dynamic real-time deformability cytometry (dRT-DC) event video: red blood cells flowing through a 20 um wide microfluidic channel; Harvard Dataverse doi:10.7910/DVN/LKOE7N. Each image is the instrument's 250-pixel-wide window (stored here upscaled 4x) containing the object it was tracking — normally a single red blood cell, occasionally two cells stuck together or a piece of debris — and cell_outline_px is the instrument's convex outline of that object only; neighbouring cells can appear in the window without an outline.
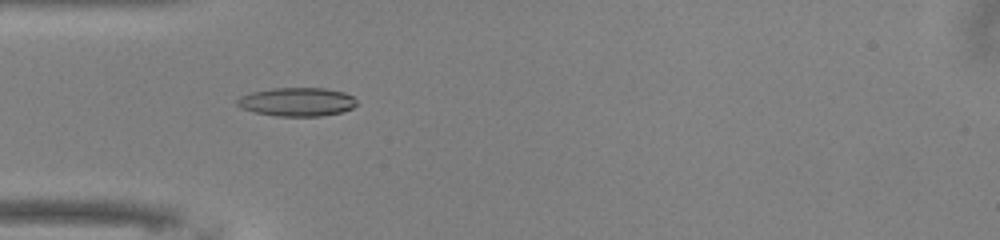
{"species": "common noctule bat (a hibernating species)", "species_latin": "Nyctalus noctula", "temperature_condition": "warm", "stored_images_in_passage": 36, "camera_frame_rate_fps": 3000, "um_per_image_px": 0.085, "animal": {"sex": "male", "body_mass_g": 13.0, "forearm_length_mm": 53.1}, "frame": {"image": 1, "passage_image": 4, "time_ms": 1.0, "image_size_px": [1000, 240], "cell_outline_px": [[356, 104], [352, 108], [340, 112], [320, 116], [276, 116], [256, 112], [240, 108], [236, 104], [236, 100], [240, 96], [252, 92], [272, 88], [324, 88], [344, 92], [352, 96], [356, 100]], "centroid_in_image_um": [25.22, 8.65], "position_along_channel_um": 59.8, "area_um2": 19.88}}
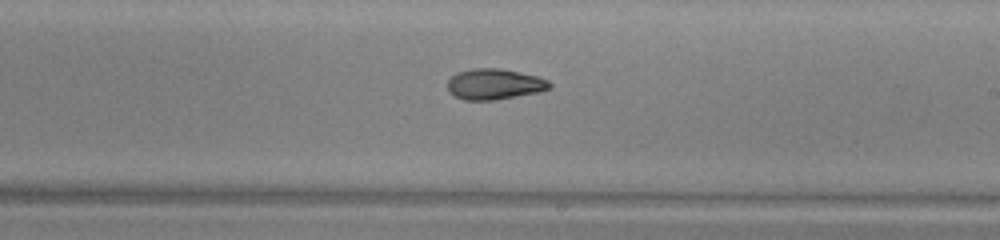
{"frame": {"image": 2, "passage_image": 18, "time_ms": 5.667, "image_size_px": [1000, 240], "cell_outline_px": [[552, 88], [540, 92], [496, 100], [464, 100], [448, 92], [448, 80], [456, 72], [472, 68], [500, 68], [536, 76], [548, 80], [552, 84]], "centroid_in_image_um": [42.03, 7.15], "position_along_channel_um": 247.0, "area_um2": 18.44}}
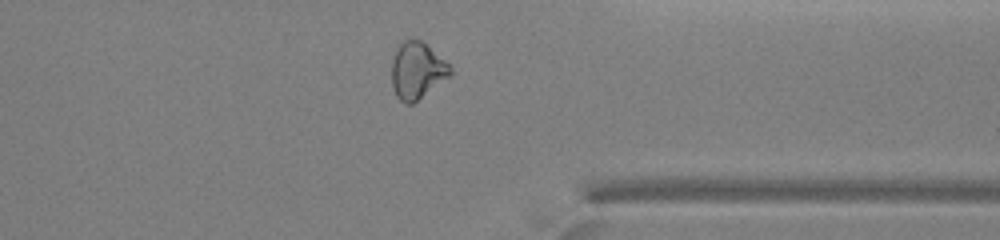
{"frame": {"image": 3, "passage_image": 28, "time_ms": 9.0, "image_size_px": [1000, 240], "cell_outline_px": [[452, 76], [412, 104], [404, 104], [396, 96], [392, 88], [392, 60], [396, 44], [408, 36], [420, 40], [444, 60], [452, 68]], "centroid_in_image_um": [35.42, 5.98], "position_along_channel_um": 376.0, "area_um2": 19.83}, "authors_computed_cell_mechanics": {"area_um2": 18.5249, "velocity_mm_per_s": 4.0628, "shape_relaxation_time_tau1_ms": null, "shape_relaxation_time_tau2_ms": 5.3198, "deformation_change_tau1": null, "deformation_change_tau2": 0.1247}}